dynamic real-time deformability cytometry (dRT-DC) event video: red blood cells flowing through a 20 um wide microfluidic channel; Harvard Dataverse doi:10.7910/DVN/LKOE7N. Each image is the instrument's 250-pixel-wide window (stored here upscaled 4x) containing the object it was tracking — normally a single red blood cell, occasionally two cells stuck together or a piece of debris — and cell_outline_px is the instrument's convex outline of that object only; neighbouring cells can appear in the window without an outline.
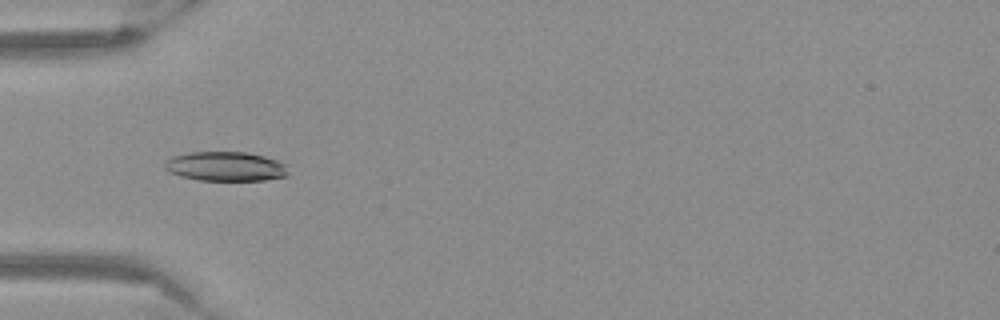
{"species": "Egyptian fruit bat (a non-hibernating species)", "species_latin": "Rousettus aegyptiacus", "temperature_condition": "warm", "stored_images_in_passage": 53, "camera_frame_rate_fps": 3000, "um_per_image_px": 0.085, "frame": {"image": 1, "passage_image": 17, "time_ms": 5.333, "image_size_px": [1000, 320], "cell_outline_px": [[288, 176], [264, 180], [200, 180], [180, 176], [168, 172], [164, 168], [164, 160], [172, 156], [192, 152], [244, 152], [264, 156], [288, 164]], "centroid_in_image_um": [19.17, 14.14], "position_along_channel_um": 65.8, "area_um2": 21.33}}
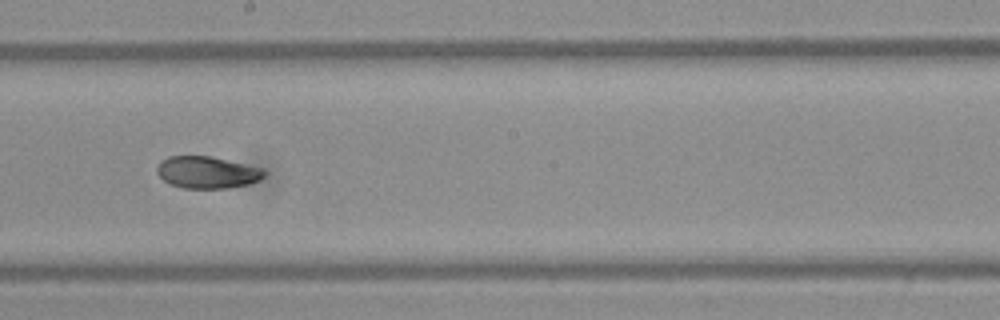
{"frame": {"image": 2, "passage_image": 30, "time_ms": 9.667, "image_size_px": [1000, 320], "cell_outline_px": [[268, 172], [260, 180], [252, 184], [228, 188], [184, 188], [172, 184], [164, 180], [156, 172], [156, 168], [160, 160], [168, 156], [212, 156], [264, 168]], "centroid_in_image_um": [17.66, 14.64], "position_along_channel_um": 230.5, "area_um2": 20.29}}
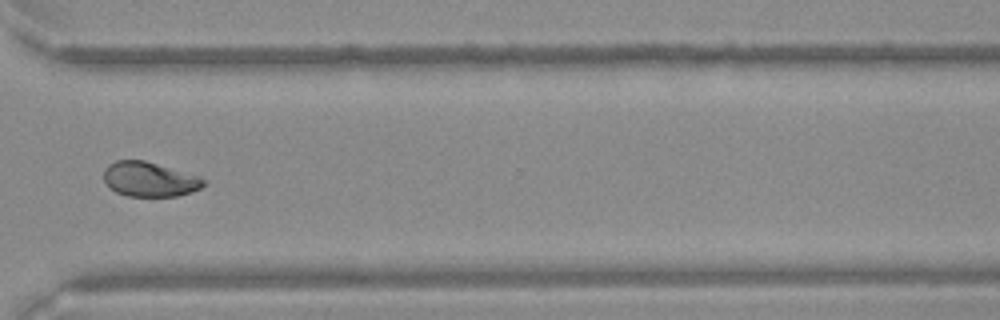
{"frame": {"image": 3, "passage_image": 40, "time_ms": 13.0, "image_size_px": [1000, 320], "cell_outline_px": [[208, 180], [200, 188], [192, 192], [180, 196], [128, 196], [116, 192], [104, 180], [104, 168], [108, 164], [116, 160], [144, 160], [200, 176]], "centroid_in_image_um": [12.74, 15.23], "position_along_channel_um": 357.9, "area_um2": 20.23}}